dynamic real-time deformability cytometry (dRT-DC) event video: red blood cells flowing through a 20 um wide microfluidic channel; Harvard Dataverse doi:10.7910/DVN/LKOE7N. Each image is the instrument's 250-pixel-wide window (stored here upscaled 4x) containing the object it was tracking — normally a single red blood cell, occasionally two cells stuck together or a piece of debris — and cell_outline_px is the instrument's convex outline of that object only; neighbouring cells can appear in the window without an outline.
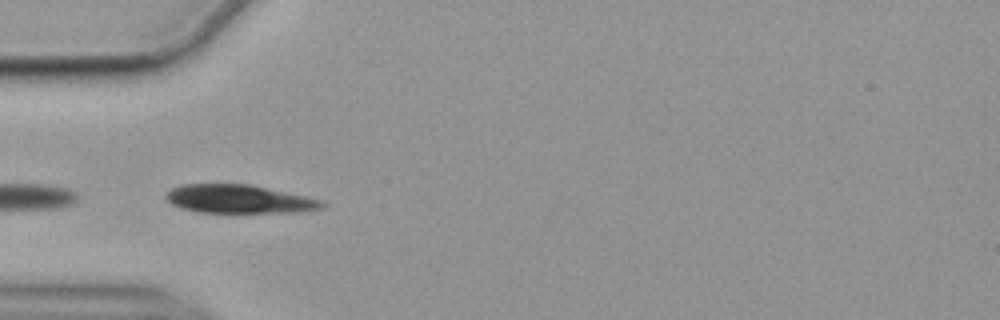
{"species": "common noctule bat (a hibernating species)", "species_latin": "Nyctalus noctula", "temperature_condition": "cold", "stored_images_in_passage": 20, "camera_frame_rate_fps": 3000, "um_per_image_px": 0.085, "animal": {"sex": "female", "body_mass_g": 19.9}, "frame": {"image": 1, "passage_image": 6, "time_ms": 1.667, "image_size_px": [1000, 320], "cell_outline_px": [[328, 204], [324, 208], [300, 212], [196, 212], [180, 208], [172, 204], [164, 196], [172, 188], [180, 184], [248, 184], [304, 196], [320, 200]], "centroid_in_image_um": [20.3, 16.92], "position_along_channel_um": 64.7, "area_um2": 25.72}}